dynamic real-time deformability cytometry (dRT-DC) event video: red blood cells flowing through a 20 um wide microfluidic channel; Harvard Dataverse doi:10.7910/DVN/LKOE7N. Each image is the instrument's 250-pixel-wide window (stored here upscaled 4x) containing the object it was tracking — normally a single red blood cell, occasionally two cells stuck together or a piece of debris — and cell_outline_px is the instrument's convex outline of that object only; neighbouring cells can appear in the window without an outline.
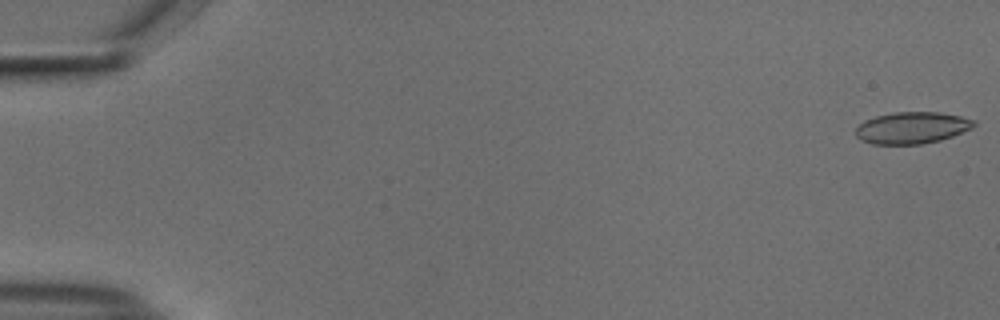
{"species": "common noctule bat (a hibernating species)", "species_latin": "Nyctalus noctula", "temperature_condition": "cold", "stored_images_in_passage": 17, "camera_frame_rate_fps": 3000, "um_per_image_px": 0.085, "animal": {"sex": "male", "body_mass_g": 18.8}, "frame": {"image": 1, "passage_image": 1, "time_ms": 0.0, "image_size_px": [1000, 320], "cell_outline_px": [[976, 124], [972, 128], [952, 136], [940, 140], [920, 144], [872, 144], [860, 140], [856, 136], [856, 128], [864, 120], [876, 116], [892, 112], [940, 112], [960, 116], [976, 120]], "centroid_in_image_um": [77.51, 10.86], "position_along_channel_um": 7.5, "area_um2": 21.91}}
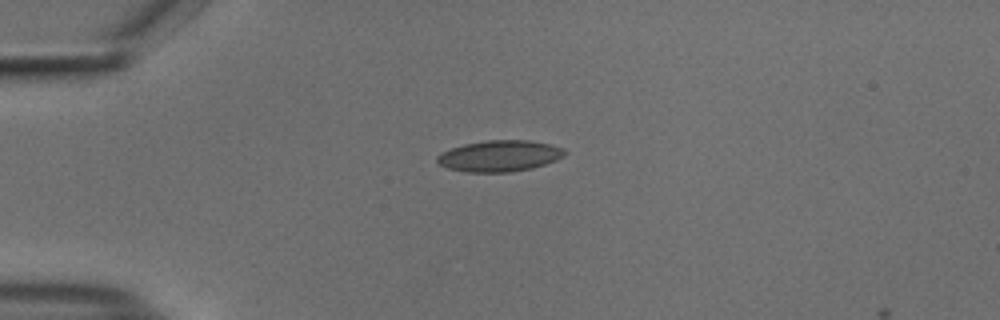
{"frame": {"image": 2, "passage_image": 14, "time_ms": 4.333, "image_size_px": [1000, 320], "cell_outline_px": [[568, 152], [564, 156], [556, 160], [532, 168], [512, 172], [468, 172], [448, 168], [440, 164], [436, 160], [436, 156], [452, 148], [464, 144], [488, 140], [528, 140], [548, 144], [564, 148]], "centroid_in_image_um": [42.49, 13.25], "position_along_channel_um": 42.5, "area_um2": 23.06}}